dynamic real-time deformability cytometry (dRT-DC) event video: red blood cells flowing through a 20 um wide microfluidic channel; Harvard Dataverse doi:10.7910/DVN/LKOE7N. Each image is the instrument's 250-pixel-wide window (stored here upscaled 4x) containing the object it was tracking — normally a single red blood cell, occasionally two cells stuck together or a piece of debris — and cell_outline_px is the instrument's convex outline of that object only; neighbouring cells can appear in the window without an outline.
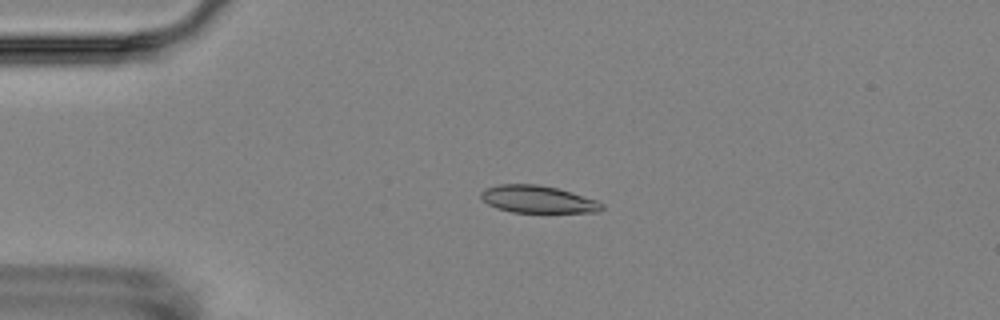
{"species": "Egyptian fruit bat (a non-hibernating species)", "species_latin": "Rousettus aegyptiacus", "temperature_condition": "room temperature", "stored_images_in_passage": 6, "camera_frame_rate_fps": 3000, "um_per_image_px": 0.085, "animal": {"sex": "female"}, "frame": {"image": 1, "passage_image": 5, "time_ms": 4.333, "image_size_px": [1000, 320], "cell_outline_px": [[604, 208], [600, 212], [512, 212], [496, 208], [488, 204], [480, 196], [480, 192], [488, 188], [500, 184], [536, 184], [556, 188], [596, 200], [604, 204]], "centroid_in_image_um": [45.71, 16.95], "position_along_channel_um": 39.3, "area_um2": 19.02}}